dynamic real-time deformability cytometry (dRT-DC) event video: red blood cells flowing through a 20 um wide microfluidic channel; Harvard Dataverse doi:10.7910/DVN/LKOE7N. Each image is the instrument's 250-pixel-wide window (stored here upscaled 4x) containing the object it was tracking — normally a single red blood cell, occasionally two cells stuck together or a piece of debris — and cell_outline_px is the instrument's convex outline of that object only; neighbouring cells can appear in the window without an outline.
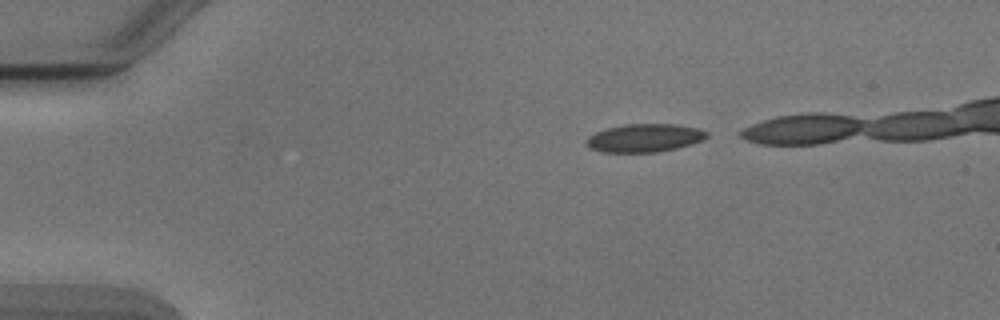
{"species": "Egyptian fruit bat (a non-hibernating species)", "species_latin": "Rousettus aegyptiacus", "temperature_condition": "cold", "stored_images_in_passage": 37, "camera_frame_rate_fps": 3000, "um_per_image_px": 0.085, "animal": {"sex": "male"}, "frame": {"image": 1, "passage_image": 3, "time_ms": 0.667, "image_size_px": [1000, 320], "cell_outline_px": [[708, 136], [704, 140], [676, 148], [656, 152], [600, 152], [592, 148], [584, 140], [588, 136], [596, 132], [608, 128], [624, 124], [676, 124], [696, 128], [708, 132]], "centroid_in_image_um": [54.79, 11.72], "position_along_channel_um": 30.2, "area_um2": 19.65}}
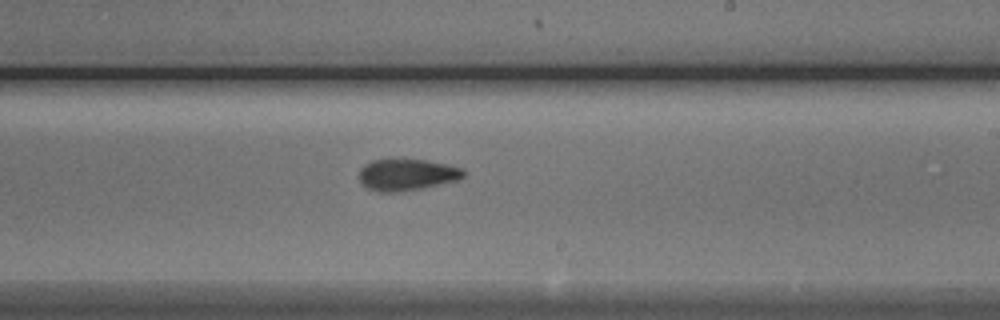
{"frame": {"image": 2, "passage_image": 25, "time_ms": 8.0, "image_size_px": [1000, 320], "cell_outline_px": [[464, 176], [460, 180], [420, 188], [396, 192], [380, 192], [368, 188], [360, 180], [360, 168], [364, 164], [372, 160], [400, 156], [448, 164], [464, 168]], "centroid_in_image_um": [34.59, 14.79], "position_along_channel_um": 254.4, "area_um2": 19.77}}
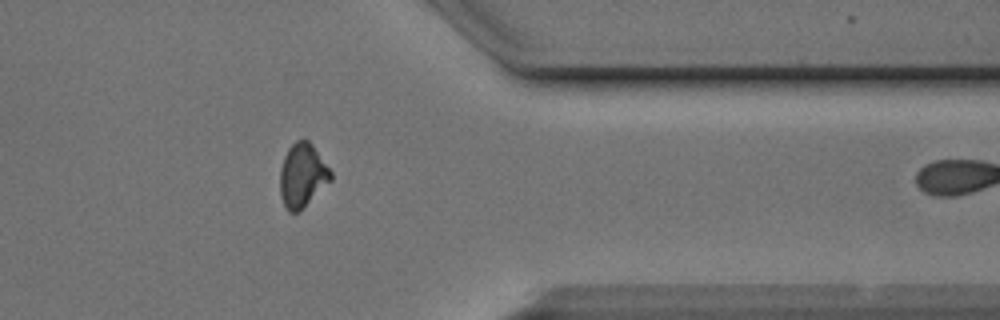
{"frame": {"image": 3, "passage_image": 36, "time_ms": 11.667, "image_size_px": [1000, 320], "cell_outline_px": [[332, 180], [300, 212], [288, 212], [284, 204], [280, 192], [280, 168], [284, 156], [288, 148], [296, 140], [304, 136], [312, 144], [332, 172]], "centroid_in_image_um": [25.71, 14.9], "position_along_channel_um": 385.7, "area_um2": 19.13}}